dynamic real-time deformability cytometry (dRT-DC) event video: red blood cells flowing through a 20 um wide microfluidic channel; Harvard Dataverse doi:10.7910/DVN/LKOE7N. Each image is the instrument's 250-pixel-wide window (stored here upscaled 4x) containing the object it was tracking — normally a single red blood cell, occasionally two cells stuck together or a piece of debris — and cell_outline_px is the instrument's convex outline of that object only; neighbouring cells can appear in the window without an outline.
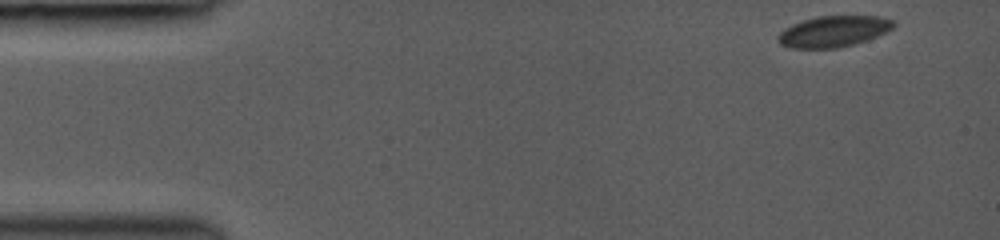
{"species": "common noctule bat (a hibernating species)", "species_latin": "Nyctalus noctula", "temperature_condition": "room temperature", "stored_images_in_passage": 46, "camera_frame_rate_fps": 3000, "um_per_image_px": 0.085, "animal": {"sex": "female", "body_mass_g": 19.0, "forearm_length_mm": 53.3}, "frame": {"image": 1, "passage_image": 1, "time_ms": 0.0, "image_size_px": [1000, 240], "cell_outline_px": [[896, 24], [892, 28], [876, 36], [856, 44], [836, 48], [788, 48], [780, 44], [776, 40], [776, 36], [784, 28], [792, 24], [816, 16], [876, 16], [892, 20]], "centroid_in_image_um": [70.78, 2.68], "position_along_channel_um": 14.2, "area_um2": 20.92}}
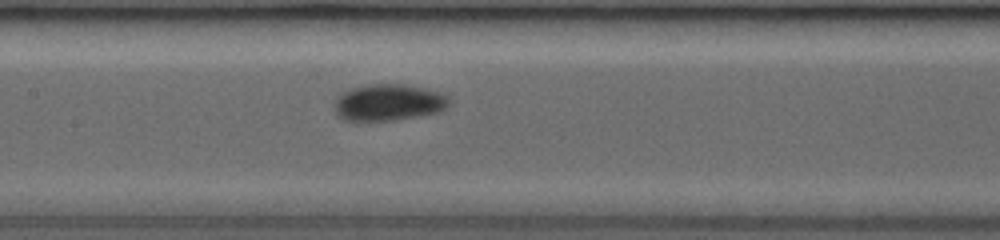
{"frame": {"image": 2, "passage_image": 16, "time_ms": 6.667, "image_size_px": [1000, 240], "cell_outline_px": [[452, 104], [440, 112], [420, 116], [396, 120], [356, 124], [344, 120], [336, 116], [336, 96], [352, 88], [368, 84], [404, 84], [444, 92], [452, 100]], "centroid_in_image_um": [33.05, 8.75], "position_along_channel_um": 174.4, "area_um2": 25.55}}
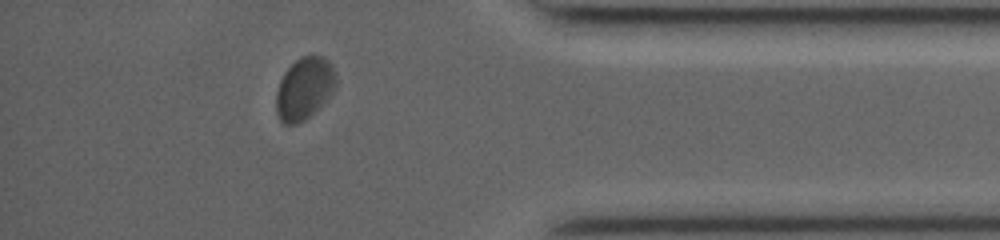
{"frame": {"image": 3, "passage_image": 39, "time_ms": 12.667, "image_size_px": [1000, 240], "cell_outline_px": [[336, 88], [304, 120], [296, 124], [284, 124], [280, 120], [276, 112], [276, 92], [280, 80], [284, 72], [300, 56], [324, 56], [332, 64], [336, 72]], "centroid_in_image_um": [25.86, 7.49], "position_along_channel_um": 409.3, "area_um2": 21.5}, "authors_computed_cell_mechanics": {"area_um2": 22.4553, "velocity_mm_per_s": 4.1464, "shape_relaxation_time_tau1_ms": 1.0959, "shape_relaxation_time_tau2_ms": null, "deformation_change_tau1": 0.0407, "deformation_change_tau2": null}}